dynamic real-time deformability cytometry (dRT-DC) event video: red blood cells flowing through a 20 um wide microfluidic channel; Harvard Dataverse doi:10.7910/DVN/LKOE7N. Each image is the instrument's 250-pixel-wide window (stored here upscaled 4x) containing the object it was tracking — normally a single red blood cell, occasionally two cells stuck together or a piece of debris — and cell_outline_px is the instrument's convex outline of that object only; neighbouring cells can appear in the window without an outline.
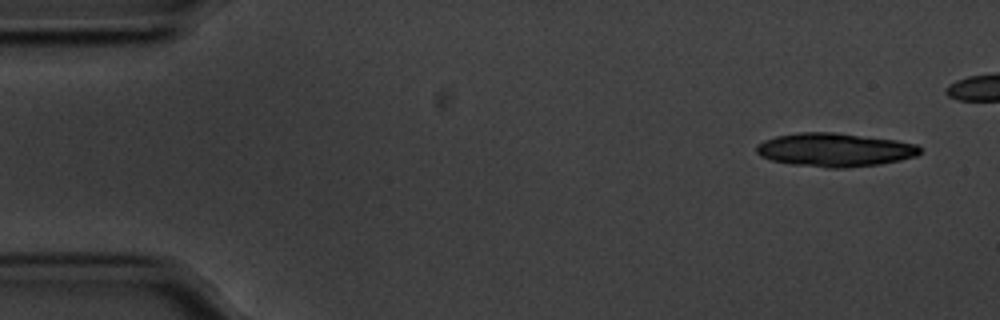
{"species": "common noctule bat (a hibernating species)", "species_latin": "Nyctalus noctula", "temperature_condition": "cold", "stored_images_in_passage": 13, "camera_frame_rate_fps": 3000, "um_per_image_px": 0.085, "animal": {"sex": "male", "body_mass_g": 20.1, "forearm_length_mm": 53.5}, "frame": {"image": 1, "passage_image": 1, "time_ms": 0.0, "image_size_px": [1000, 320], "cell_outline_px": [[920, 152], [916, 156], [900, 160], [880, 164], [844, 168], [828, 168], [792, 164], [772, 160], [760, 156], [756, 152], [756, 144], [764, 140], [776, 136], [800, 132], [836, 132], [896, 140], [916, 144], [920, 148]], "centroid_in_image_um": [70.94, 12.73], "position_along_channel_um": 14.1, "area_um2": 32.02}}